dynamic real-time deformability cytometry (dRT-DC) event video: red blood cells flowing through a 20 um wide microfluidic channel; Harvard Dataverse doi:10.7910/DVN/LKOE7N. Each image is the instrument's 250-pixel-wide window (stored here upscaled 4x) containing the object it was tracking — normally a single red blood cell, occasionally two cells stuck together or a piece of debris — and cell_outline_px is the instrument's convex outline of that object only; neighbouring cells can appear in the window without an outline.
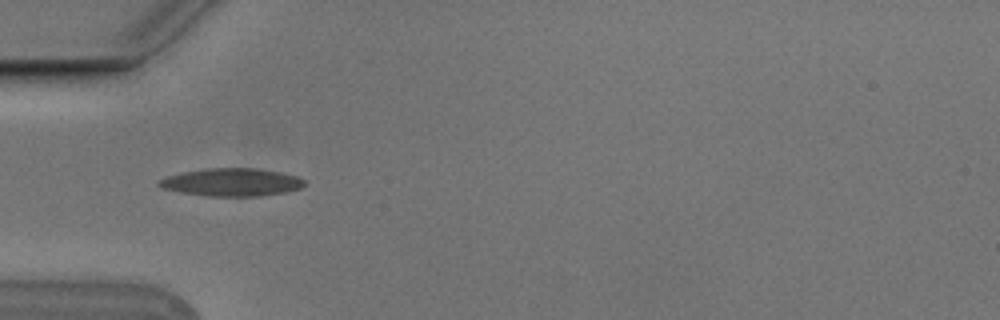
{"species": "Egyptian fruit bat (a non-hibernating species)", "species_latin": "Rousettus aegyptiacus", "temperature_condition": "cold", "stored_images_in_passage": 5, "camera_frame_rate_fps": 3000, "um_per_image_px": 0.085, "animal": {"sex": "male"}, "frame": {"image": 1, "passage_image": 5, "time_ms": 1.333, "image_size_px": [1000, 320], "cell_outline_px": [[304, 184], [300, 188], [284, 192], [260, 196], [208, 196], [180, 192], [160, 188], [156, 184], [156, 180], [168, 176], [184, 172], [208, 168], [256, 168], [280, 172], [296, 176], [304, 180]], "centroid_in_image_um": [19.64, 15.49], "position_along_channel_um": 65.4, "area_um2": 23.52}}